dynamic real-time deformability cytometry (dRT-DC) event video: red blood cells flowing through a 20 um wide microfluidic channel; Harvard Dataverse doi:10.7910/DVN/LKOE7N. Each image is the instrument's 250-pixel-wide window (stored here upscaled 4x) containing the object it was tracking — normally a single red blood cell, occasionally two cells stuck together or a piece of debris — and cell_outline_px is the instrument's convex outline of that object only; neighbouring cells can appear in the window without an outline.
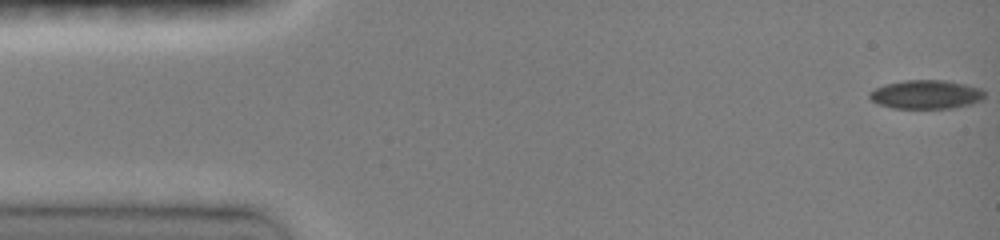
{"species": "common noctule bat (a hibernating species)", "species_latin": "Nyctalus noctula", "temperature_condition": "room temperature", "stored_images_in_passage": 25, "camera_frame_rate_fps": 3000, "um_per_image_px": 0.085, "animal": {"sex": "female", "body_mass_g": 19.0, "forearm_length_mm": 51.5}, "frame": {"image": 1, "passage_image": 1, "time_ms": 0.0, "image_size_px": [1000, 240], "cell_outline_px": [[984, 96], [980, 100], [972, 104], [952, 108], [892, 108], [880, 104], [872, 100], [868, 96], [868, 92], [884, 84], [904, 80], [944, 80], [964, 84], [980, 88], [984, 92]], "centroid_in_image_um": [78.69, 8.02], "position_along_channel_um": 6.3, "area_um2": 19.25}}
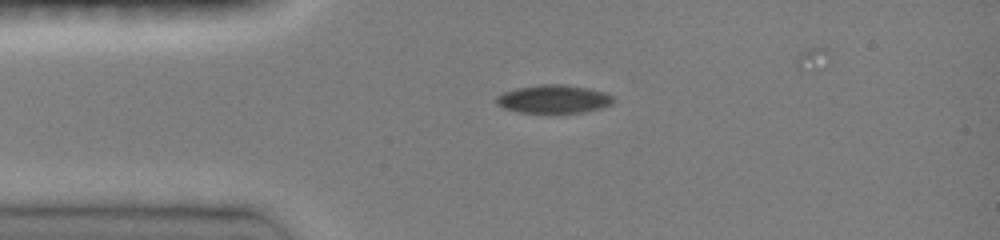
{"frame": {"image": 2, "passage_image": 18, "time_ms": 3.333, "image_size_px": [1000, 240], "cell_outline_px": [[616, 100], [612, 104], [600, 108], [584, 112], [520, 112], [504, 108], [496, 104], [496, 96], [504, 92], [516, 88], [540, 84], [564, 84], [588, 88], [604, 92], [612, 96]], "centroid_in_image_um": [47.06, 8.41], "position_along_channel_um": 37.9, "area_um2": 19.19}}
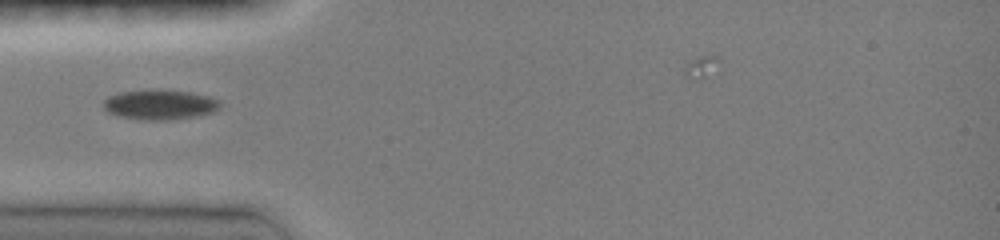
{"frame": {"image": 3, "passage_image": 24, "time_ms": 4.667, "image_size_px": [1000, 240], "cell_outline_px": [[220, 108], [216, 112], [200, 116], [172, 120], [140, 120], [120, 116], [108, 112], [104, 108], [104, 100], [108, 96], [120, 92], [188, 92], [208, 96], [220, 100]], "centroid_in_image_um": [13.65, 8.95], "position_along_channel_um": 71.4, "area_um2": 19.83}}